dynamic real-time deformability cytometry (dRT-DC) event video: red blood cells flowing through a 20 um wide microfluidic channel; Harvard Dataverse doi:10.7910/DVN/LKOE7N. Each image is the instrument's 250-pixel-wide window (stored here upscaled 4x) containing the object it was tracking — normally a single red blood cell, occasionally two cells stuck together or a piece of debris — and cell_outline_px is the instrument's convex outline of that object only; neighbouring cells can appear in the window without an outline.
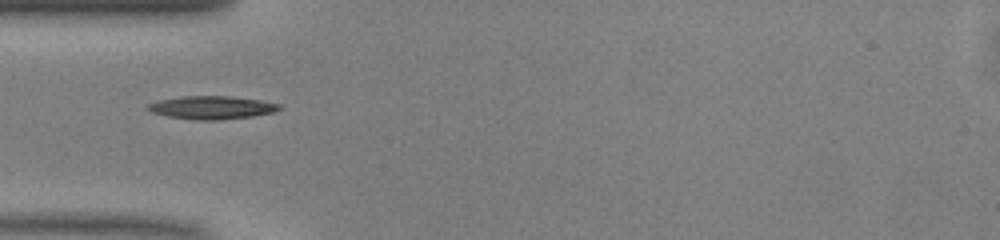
{"species": "common noctule bat (a hibernating species)", "species_latin": "Nyctalus noctula", "temperature_condition": "warm", "stored_images_in_passage": 36, "camera_frame_rate_fps": 3000, "um_per_image_px": 0.085, "animal": {"sex": "male", "body_mass_g": 13.0, "forearm_length_mm": 53.1}, "frame": {"image": 1, "passage_image": 1, "time_ms": 0.0, "image_size_px": [1000, 240], "cell_outline_px": [[280, 108], [272, 112], [252, 116], [220, 120], [200, 120], [168, 116], [152, 112], [148, 108], [148, 104], [160, 100], [180, 96], [232, 96], [260, 100], [280, 104]], "centroid_in_image_um": [18.01, 9.13], "position_along_channel_um": 67.0, "area_um2": 17.46}, "authors_computed_cell_mechanics": {"area_um2": 16.2707, "velocity_mm_per_s": 4.0742, "shape_relaxation_time_tau1_ms": 6.1342, "shape_relaxation_time_tau2_ms": 4.6149, "deformation_change_tau1": 0.2188, "deformation_change_tau2": 0.1396}}